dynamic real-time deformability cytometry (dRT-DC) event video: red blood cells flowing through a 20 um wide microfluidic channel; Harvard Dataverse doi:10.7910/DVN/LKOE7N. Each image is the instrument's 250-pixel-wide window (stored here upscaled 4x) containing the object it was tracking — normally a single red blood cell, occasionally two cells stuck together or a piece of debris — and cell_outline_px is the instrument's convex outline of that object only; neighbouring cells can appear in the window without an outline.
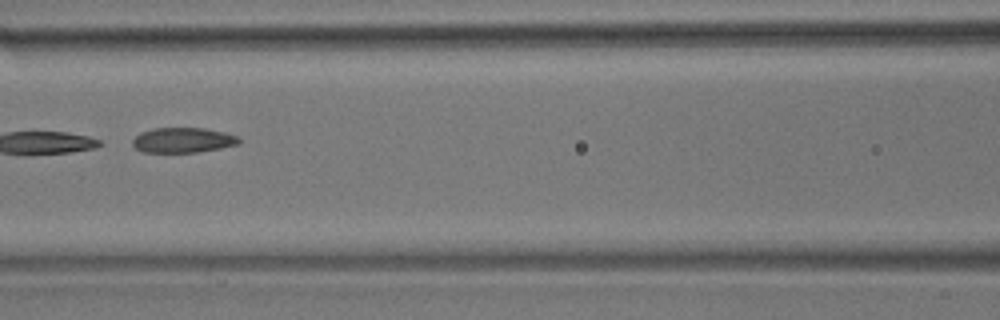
{"species": "common noctule bat (a hibernating species)", "species_latin": "Nyctalus noctula", "temperature_condition": "room temperature", "stored_images_in_passage": 52, "camera_frame_rate_fps": 3000, "um_per_image_px": 0.085, "animal": {"sex": "male", "body_mass_g": 17.9}, "frame": {"image": 1, "passage_image": 23, "time_ms": 7.333, "image_size_px": [1000, 320], "cell_outline_px": [[244, 140], [240, 144], [220, 148], [196, 152], [144, 152], [136, 148], [132, 144], [132, 140], [140, 132], [152, 128], [204, 128], [224, 132], [240, 136]], "centroid_in_image_um": [15.6, 11.9], "position_along_channel_um": 151.0, "area_um2": 15.72}, "authors_computed_cell_mechanics": {"area_um2": 28.5243, "velocity_mm_per_s": 3.7452, "shape_relaxation_time_tau1_ms": 3.6638, "shape_relaxation_time_tau2_ms": 3.2037, "deformation_change_tau1": 0.1599, "deformation_change_tau2": 0.1227}}